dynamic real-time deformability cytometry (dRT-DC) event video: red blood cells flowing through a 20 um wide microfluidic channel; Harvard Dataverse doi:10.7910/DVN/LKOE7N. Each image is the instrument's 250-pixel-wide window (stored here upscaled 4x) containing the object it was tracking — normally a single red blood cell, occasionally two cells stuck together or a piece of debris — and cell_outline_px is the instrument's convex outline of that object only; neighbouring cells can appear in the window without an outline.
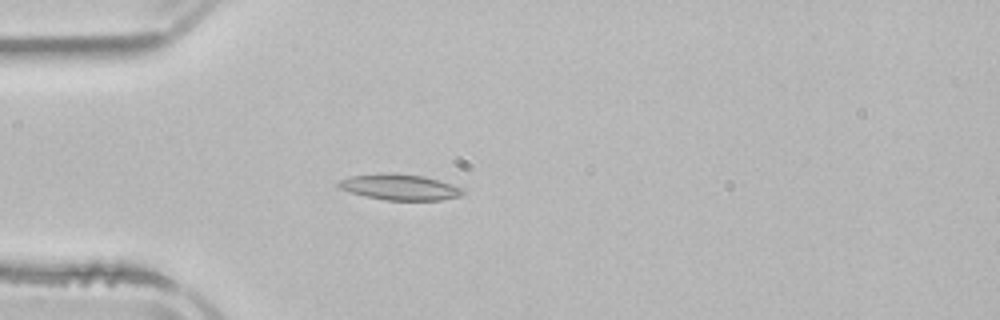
{"species": "common noctule bat (a hibernating species)", "species_latin": "Nyctalus noctula", "temperature_condition": "room temperature", "stored_images_in_passage": 3, "camera_frame_rate_fps": 3000, "um_per_image_px": 0.085, "animal": {"sex": "male", "body_mass_g": 21.5, "forearm_length_mm": 52.0}, "frame": {"image": 1, "passage_image": 3, "time_ms": 2.667, "image_size_px": [1000, 320], "cell_outline_px": [[468, 192], [460, 196], [440, 200], [384, 200], [364, 196], [340, 188], [336, 184], [336, 180], [348, 176], [380, 172], [392, 172], [424, 176], [452, 184], [464, 188]], "centroid_in_image_um": [33.96, 15.88], "position_along_channel_um": 51.0, "area_um2": 19.19}}